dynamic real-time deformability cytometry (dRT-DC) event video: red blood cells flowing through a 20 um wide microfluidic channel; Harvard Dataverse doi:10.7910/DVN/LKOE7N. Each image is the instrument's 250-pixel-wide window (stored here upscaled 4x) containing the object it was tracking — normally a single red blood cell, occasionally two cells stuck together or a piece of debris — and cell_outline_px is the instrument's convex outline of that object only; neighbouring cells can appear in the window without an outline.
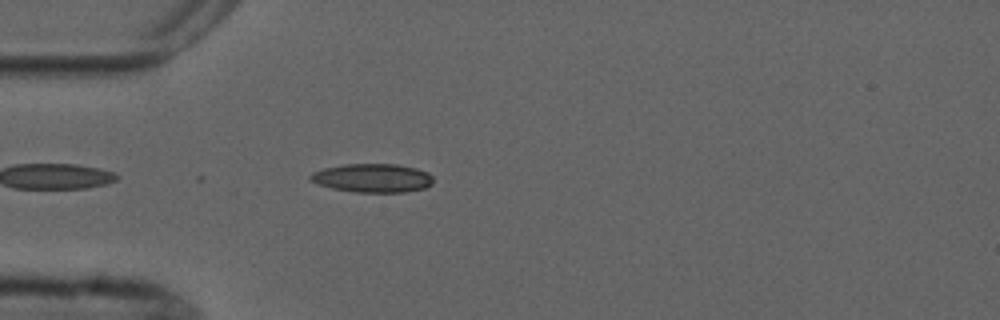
{"species": "common noctule bat (a hibernating species)", "species_latin": "Nyctalus noctula", "temperature_condition": "cold", "stored_images_in_passage": 5, "camera_frame_rate_fps": 3000, "um_per_image_px": 0.085, "animal": {"sex": "male", "forearm_length_mm": 52.5}, "frame": {"image": 1, "passage_image": 5, "time_ms": 5.0, "image_size_px": [1000, 320], "cell_outline_px": [[432, 184], [424, 188], [404, 192], [356, 192], [332, 188], [316, 184], [308, 180], [308, 176], [312, 172], [324, 168], [344, 164], [396, 164], [416, 168], [428, 172], [432, 176]], "centroid_in_image_um": [31.63, 15.13], "position_along_channel_um": 53.4, "area_um2": 20.63}}